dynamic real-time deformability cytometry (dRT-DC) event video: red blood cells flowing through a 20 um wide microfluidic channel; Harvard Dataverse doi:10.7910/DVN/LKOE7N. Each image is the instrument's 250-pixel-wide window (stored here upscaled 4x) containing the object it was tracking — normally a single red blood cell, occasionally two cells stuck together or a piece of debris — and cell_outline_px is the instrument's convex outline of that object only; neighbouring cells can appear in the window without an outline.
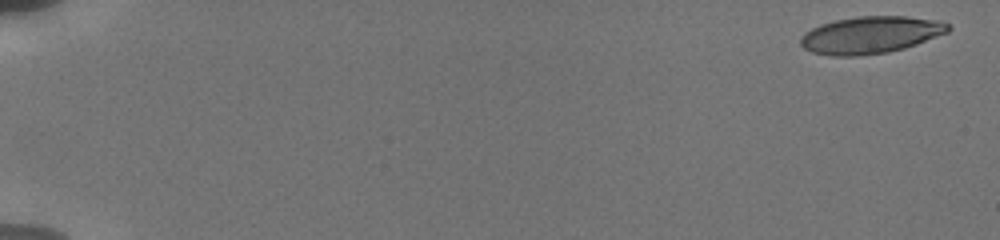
{"species": "human", "species_latin": "Homo sapiens", "temperature_condition": "cold", "stored_images_in_passage": 26, "camera_frame_rate_fps": 3000, "um_per_image_px": 0.085, "donor": {"sex": "male"}, "frame": {"image": 1, "passage_image": 1, "time_ms": 0.0, "image_size_px": [1000, 240], "cell_outline_px": [[952, 28], [948, 32], [916, 44], [904, 48], [888, 52], [856, 56], [832, 56], [812, 52], [804, 48], [800, 44], [800, 36], [804, 32], [820, 24], [836, 20], [856, 16], [904, 16], [936, 20], [948, 24]], "centroid_in_image_um": [73.96, 2.97], "position_along_channel_um": 11.0, "area_um2": 31.91}}
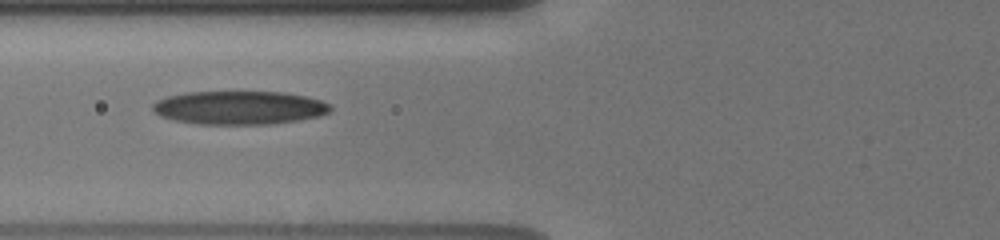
{"frame": {"image": 2, "passage_image": 16, "time_ms": 7.333, "image_size_px": [1000, 240], "cell_outline_px": [[332, 108], [328, 112], [320, 116], [272, 124], [200, 124], [172, 120], [160, 116], [152, 112], [152, 104], [156, 100], [168, 96], [184, 92], [284, 92], [308, 96], [332, 104]], "centroid_in_image_um": [20.32, 9.15], "position_along_channel_um": 105.5, "area_um2": 34.97}}
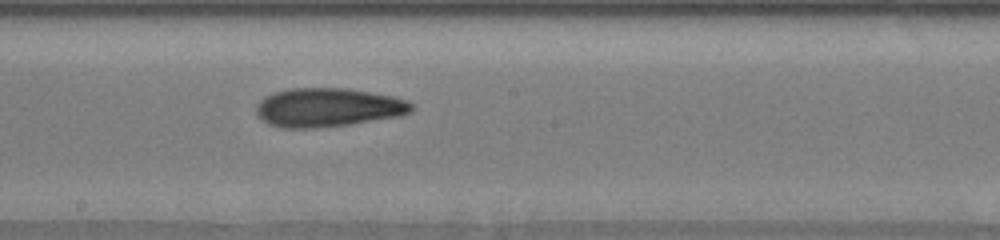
{"frame": {"image": 3, "passage_image": 25, "time_ms": 10.333, "image_size_px": [1000, 240], "cell_outline_px": [[412, 112], [400, 116], [348, 124], [316, 128], [284, 128], [268, 124], [256, 112], [256, 104], [264, 96], [288, 88], [344, 88], [392, 96], [408, 100], [412, 104]], "centroid_in_image_um": [27.86, 9.13], "position_along_channel_um": 220.3, "area_um2": 34.97}}